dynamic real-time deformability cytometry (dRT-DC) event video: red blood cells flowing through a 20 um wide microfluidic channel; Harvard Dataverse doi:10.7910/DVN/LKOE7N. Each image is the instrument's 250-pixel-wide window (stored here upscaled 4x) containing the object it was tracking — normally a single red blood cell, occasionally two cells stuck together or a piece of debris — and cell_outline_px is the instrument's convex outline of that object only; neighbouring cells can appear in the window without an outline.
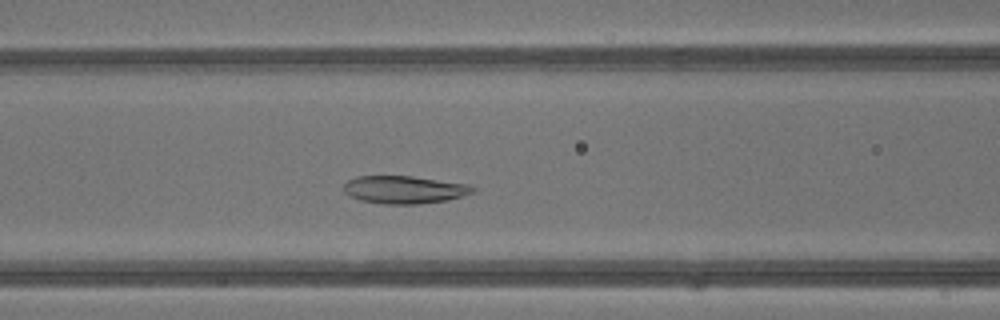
{"species": "common noctule bat (a hibernating species)", "species_latin": "Nyctalus noctula", "temperature_condition": "warm", "stored_images_in_passage": 39, "camera_frame_rate_fps": 3000, "um_per_image_px": 0.085, "animal": {"sex": "male", "body_mass_g": 13.3}, "frame": {"image": 1, "passage_image": 13, "time_ms": 4.0, "image_size_px": [1000, 320], "cell_outline_px": [[476, 192], [448, 200], [420, 204], [384, 204], [360, 200], [348, 196], [344, 192], [344, 184], [348, 180], [356, 176], [412, 176], [468, 184], [476, 188]], "centroid_in_image_um": [34.37, 16.12], "position_along_channel_um": 132.2, "area_um2": 21.04}}
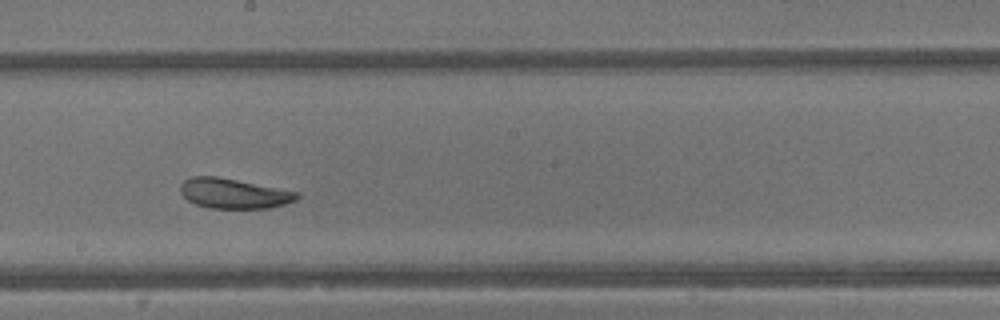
{"frame": {"image": 2, "passage_image": 19, "time_ms": 6.0, "image_size_px": [1000, 320], "cell_outline_px": [[300, 196], [296, 200], [284, 204], [268, 208], [208, 208], [196, 204], [188, 200], [180, 192], [180, 184], [184, 180], [192, 176], [216, 176], [300, 192]], "centroid_in_image_um": [19.86, 16.44], "position_along_channel_um": 228.3, "area_um2": 20.35}}
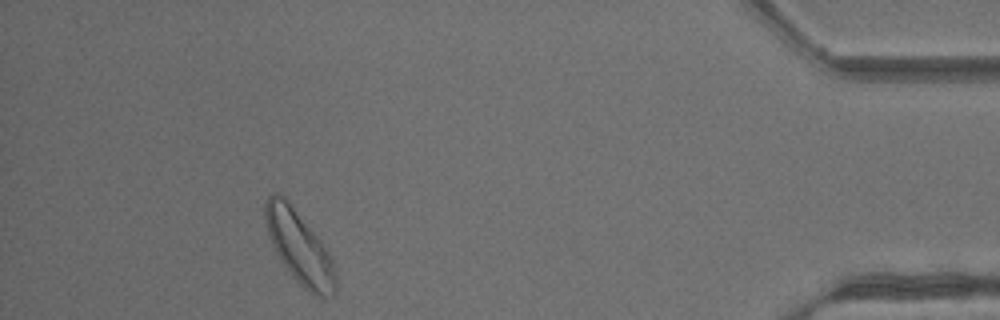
{"frame": {"image": 3, "passage_image": 34, "time_ms": 11.0, "image_size_px": [1000, 320], "cell_outline_px": [[336, 292], [332, 296], [324, 300], [308, 292], [296, 280], [284, 264], [272, 244], [264, 220], [264, 204], [268, 196], [284, 196], [320, 240], [328, 252], [332, 260], [336, 276]], "centroid_in_image_um": [25.47, 21.09], "position_along_channel_um": 409.7, "area_um2": 29.25}, "authors_computed_cell_mechanics": {"area_um2": 24.3916, "velocity_mm_per_s": 4.8104, "shape_relaxation_time_tau1_ms": 1.8489, "shape_relaxation_time_tau2_ms": 3.2067, "deformation_change_tau1": 0.1006, "deformation_change_tau2": 0.092}}